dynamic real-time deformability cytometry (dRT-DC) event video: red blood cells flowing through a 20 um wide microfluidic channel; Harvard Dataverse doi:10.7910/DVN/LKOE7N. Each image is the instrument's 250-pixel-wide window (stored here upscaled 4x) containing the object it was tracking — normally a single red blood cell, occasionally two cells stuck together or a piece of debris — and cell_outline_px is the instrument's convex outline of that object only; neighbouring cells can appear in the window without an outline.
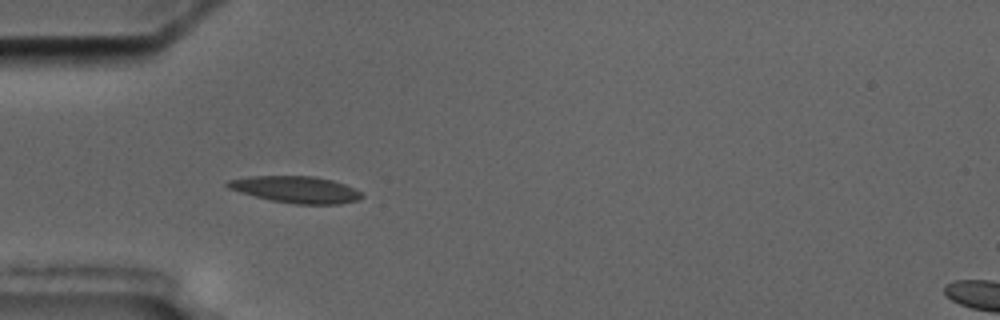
{"species": "common noctule bat (a hibernating species)", "species_latin": "Nyctalus noctula", "temperature_condition": "cold", "stored_images_in_passage": 5, "camera_frame_rate_fps": 3000, "um_per_image_px": 0.085, "animal": {"sex": "male", "body_mass_g": 17.5, "forearm_length_mm": 52.3}, "frame": {"image": 1, "passage_image": 4, "time_ms": 4.333, "image_size_px": [1000, 320], "cell_outline_px": [[364, 196], [356, 200], [340, 204], [296, 204], [272, 200], [240, 192], [228, 188], [224, 184], [228, 180], [248, 176], [312, 176], [332, 180], [344, 184], [360, 192]], "centroid_in_image_um": [25.12, 16.1], "position_along_channel_um": 59.9, "area_um2": 20.63}}
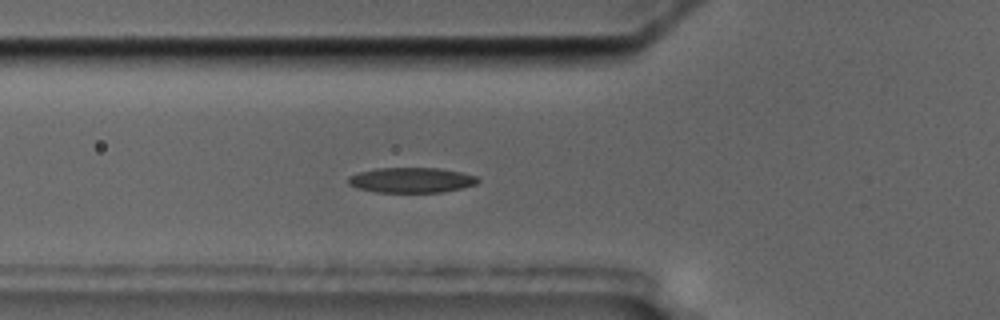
{"frame": {"image": 2, "passage_image": 5, "time_ms": 5.333, "image_size_px": [1000, 320], "cell_outline_px": [[480, 180], [476, 184], [460, 188], [440, 192], [376, 192], [356, 188], [348, 184], [348, 176], [360, 172], [376, 168], [440, 168], [460, 172], [476, 176]], "centroid_in_image_um": [34.94, 15.3], "position_along_channel_um": 90.9, "area_um2": 18.96}}